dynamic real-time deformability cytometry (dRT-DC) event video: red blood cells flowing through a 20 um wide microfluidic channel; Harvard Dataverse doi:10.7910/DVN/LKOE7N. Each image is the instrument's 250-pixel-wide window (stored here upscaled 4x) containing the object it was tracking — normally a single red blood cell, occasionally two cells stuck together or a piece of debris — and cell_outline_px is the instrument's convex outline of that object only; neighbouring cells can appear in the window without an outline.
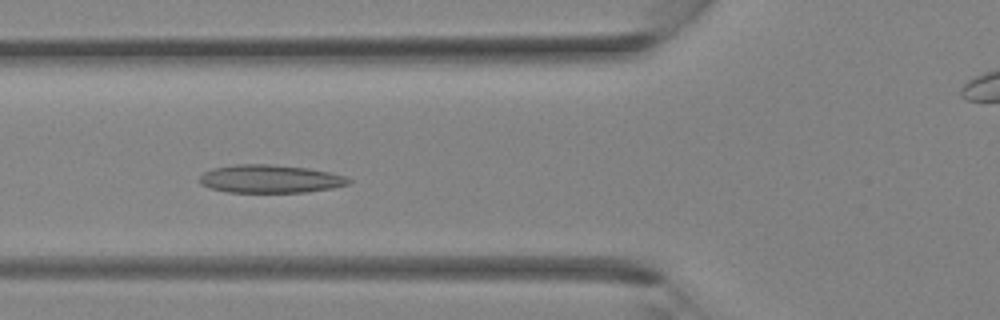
{"species": "Egyptian fruit bat (a non-hibernating species)", "species_latin": "Rousettus aegyptiacus", "temperature_condition": "room temperature", "stored_images_in_passage": 31, "camera_frame_rate_fps": 3000, "um_per_image_px": 0.085, "animal": {"sex": "female"}, "frame": {"image": 1, "passage_image": 8, "time_ms": 2.333, "image_size_px": [1000, 320], "cell_outline_px": [[352, 180], [348, 184], [332, 188], [308, 192], [228, 192], [208, 188], [200, 184], [200, 176], [204, 172], [212, 168], [236, 164], [272, 164], [308, 168], [328, 172], [344, 176]], "centroid_in_image_um": [22.93, 15.2], "position_along_channel_um": 102.9, "area_um2": 24.45}}
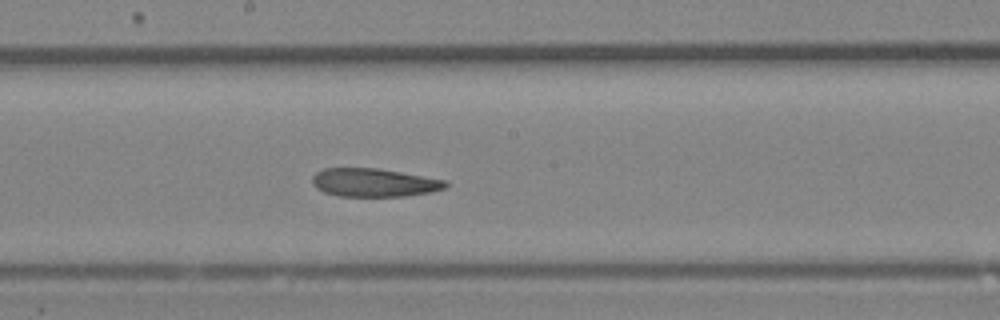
{"frame": {"image": 2, "passage_image": 14, "time_ms": 4.333, "image_size_px": [1000, 320], "cell_outline_px": [[448, 188], [432, 192], [404, 196], [340, 196], [324, 192], [316, 188], [312, 184], [312, 176], [316, 172], [324, 168], [376, 168], [448, 180]], "centroid_in_image_um": [31.81, 15.52], "position_along_channel_um": 216.4, "area_um2": 22.14}}
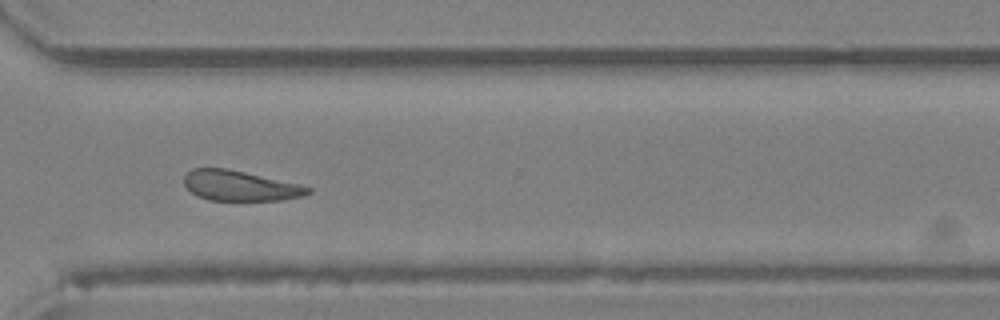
{"frame": {"image": 3, "passage_image": 21, "time_ms": 6.667, "image_size_px": [1000, 320], "cell_outline_px": [[312, 192], [304, 196], [284, 200], [208, 200], [196, 196], [184, 184], [184, 176], [192, 168], [228, 168], [300, 184], [312, 188]], "centroid_in_image_um": [20.43, 15.79], "position_along_channel_um": 350.2, "area_um2": 21.96}}